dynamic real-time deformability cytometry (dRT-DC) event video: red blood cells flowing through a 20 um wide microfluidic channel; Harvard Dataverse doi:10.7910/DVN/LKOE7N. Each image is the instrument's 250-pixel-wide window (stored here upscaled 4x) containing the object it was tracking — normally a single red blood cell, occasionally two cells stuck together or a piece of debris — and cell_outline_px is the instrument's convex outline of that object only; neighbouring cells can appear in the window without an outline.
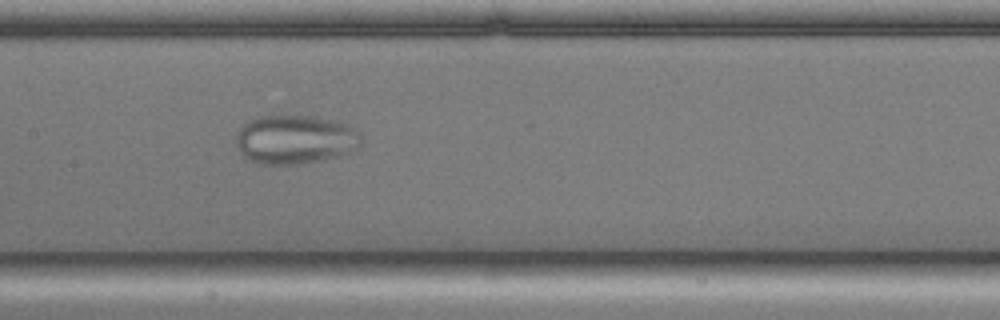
{"species": "common noctule bat (a hibernating species)", "species_latin": "Nyctalus noctula", "temperature_condition": "cold", "stored_images_in_passage": 56, "camera_frame_rate_fps": 3000, "um_per_image_px": 0.085, "animal": {"sex": "male", "body_mass_g": 17.9, "forearm_length_mm": 54.2}, "frame": {"image": 1, "passage_image": 26, "time_ms": 8.333, "image_size_px": [1000, 320], "cell_outline_px": [[360, 144], [348, 152], [340, 156], [324, 160], [304, 164], [256, 164], [248, 160], [244, 156], [236, 144], [236, 132], [240, 124], [256, 116], [316, 116], [332, 120], [344, 124], [360, 132]], "centroid_in_image_um": [25.02, 11.86], "position_along_channel_um": 182.4, "area_um2": 36.01}}